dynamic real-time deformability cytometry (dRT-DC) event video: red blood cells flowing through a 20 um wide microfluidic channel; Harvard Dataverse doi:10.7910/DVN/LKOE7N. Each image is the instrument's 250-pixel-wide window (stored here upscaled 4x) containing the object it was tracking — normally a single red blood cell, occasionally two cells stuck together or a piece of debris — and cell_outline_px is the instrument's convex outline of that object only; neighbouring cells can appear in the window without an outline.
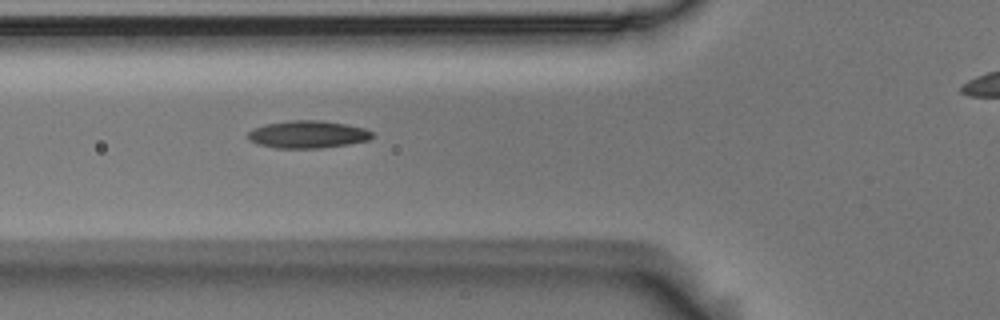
{"species": "Egyptian fruit bat (a non-hibernating species)", "species_latin": "Rousettus aegyptiacus", "temperature_condition": "room temperature", "stored_images_in_passage": 5, "segment_of_instrument_passage": [1, 2], "camera_frame_rate_fps": 3000, "um_per_image_px": 0.085, "animal": {"sex": "male"}, "frame": {"image": 1, "passage_image": 4, "time_ms": 1.0, "image_size_px": [1000, 320], "cell_outline_px": [[376, 136], [368, 140], [348, 144], [320, 148], [276, 148], [256, 144], [248, 140], [248, 132], [264, 124], [288, 120], [320, 120], [348, 124], [364, 128], [372, 132]], "centroid_in_image_um": [26.16, 11.42], "position_along_channel_um": 99.6, "area_um2": 20.06}}